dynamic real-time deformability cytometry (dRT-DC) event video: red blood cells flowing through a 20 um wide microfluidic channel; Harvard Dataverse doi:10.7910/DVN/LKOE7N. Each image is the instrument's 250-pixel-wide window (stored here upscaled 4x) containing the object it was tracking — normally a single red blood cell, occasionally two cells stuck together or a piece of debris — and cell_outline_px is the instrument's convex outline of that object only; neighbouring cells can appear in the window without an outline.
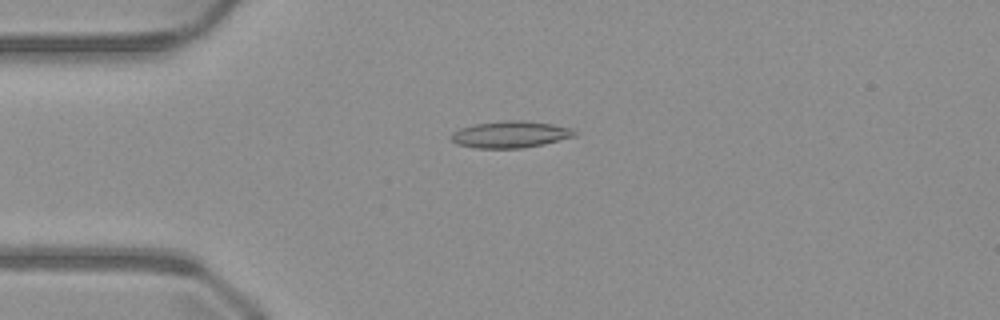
{"species": "common noctule bat (a hibernating species)", "species_latin": "Nyctalus noctula", "temperature_condition": "warm", "stored_images_in_passage": 49, "camera_frame_rate_fps": 3000, "um_per_image_px": 0.085, "animal": {"sex": "male", "body_mass_g": 23.1, "forearm_length_mm": 52.7}, "frame": {"image": 1, "passage_image": 11, "time_ms": 3.333, "image_size_px": [1000, 320], "cell_outline_px": [[576, 136], [544, 144], [520, 148], [476, 148], [456, 144], [448, 136], [452, 132], [460, 128], [472, 124], [504, 120], [524, 120], [552, 124], [572, 128], [576, 132]], "centroid_in_image_um": [43.35, 11.42], "position_along_channel_um": 41.7, "area_um2": 19.42}}
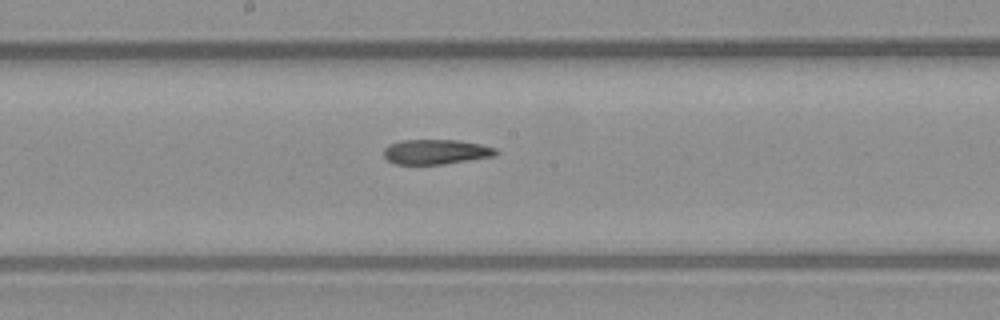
{"frame": {"image": 2, "passage_image": 25, "time_ms": 8.0, "image_size_px": [1000, 320], "cell_outline_px": [[500, 152], [496, 156], [444, 164], [396, 164], [388, 160], [384, 156], [384, 148], [388, 144], [400, 140], [456, 140], [480, 144], [496, 148]], "centroid_in_image_um": [37.07, 12.9], "position_along_channel_um": 211.1, "area_um2": 16.36}}
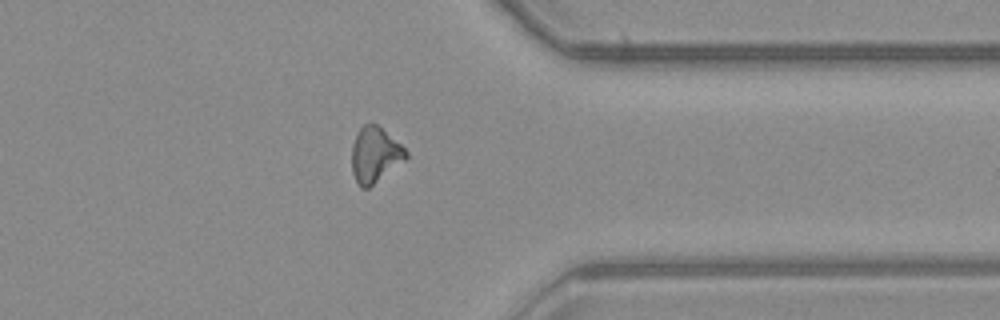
{"frame": {"image": 3, "passage_image": 38, "time_ms": 12.333, "image_size_px": [1000, 320], "cell_outline_px": [[408, 156], [404, 160], [368, 188], [360, 188], [352, 172], [352, 144], [356, 132], [364, 124], [372, 120], [400, 144], [408, 152]], "centroid_in_image_um": [31.84, 13.12], "position_along_channel_um": 379.6, "area_um2": 17.4}}